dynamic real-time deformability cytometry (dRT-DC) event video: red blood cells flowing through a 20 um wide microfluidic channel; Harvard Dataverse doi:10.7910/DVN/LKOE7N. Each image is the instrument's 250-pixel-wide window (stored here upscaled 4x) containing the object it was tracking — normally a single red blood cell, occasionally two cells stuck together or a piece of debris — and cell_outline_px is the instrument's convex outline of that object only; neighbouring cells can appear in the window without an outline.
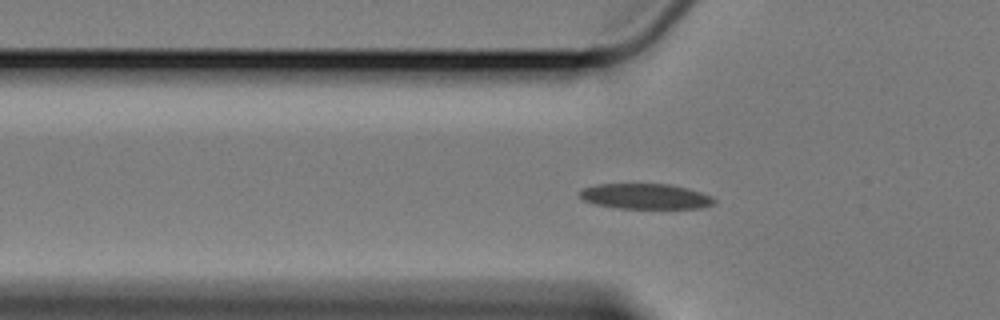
{"species": "Egyptian fruit bat (a non-hibernating species)", "species_latin": "Rousettus aegyptiacus", "temperature_condition": "cold", "stored_images_in_passage": 44, "camera_frame_rate_fps": 3000, "um_per_image_px": 0.085, "animal": {"sex": "female"}, "frame": {"image": 1, "passage_image": 3, "time_ms": 0.667, "image_size_px": [1000, 320], "cell_outline_px": [[716, 200], [712, 204], [700, 208], [616, 208], [596, 204], [584, 200], [580, 196], [580, 192], [584, 188], [596, 184], [668, 184], [688, 188], [712, 196]], "centroid_in_image_um": [54.87, 16.69], "position_along_channel_um": 70.9, "area_um2": 19.71}}
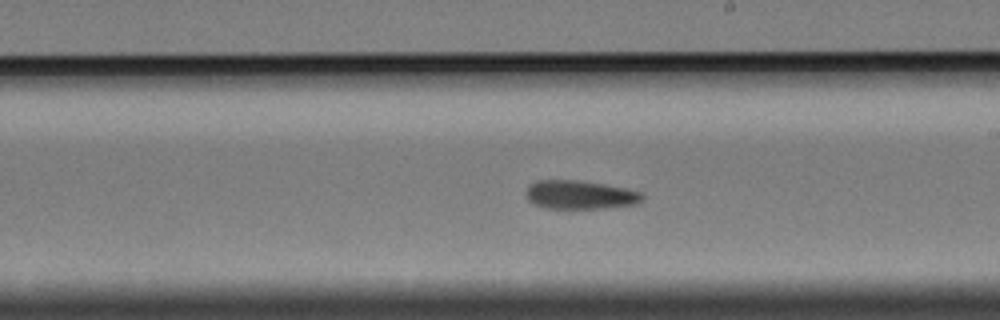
{"frame": {"image": 2, "passage_image": 18, "time_ms": 5.667, "image_size_px": [1000, 320], "cell_outline_px": [[644, 196], [636, 204], [604, 208], [544, 208], [532, 204], [528, 200], [528, 184], [536, 180], [576, 180], [604, 184], [644, 192]], "centroid_in_image_um": [49.29, 16.55], "position_along_channel_um": 239.7, "area_um2": 19.36}}
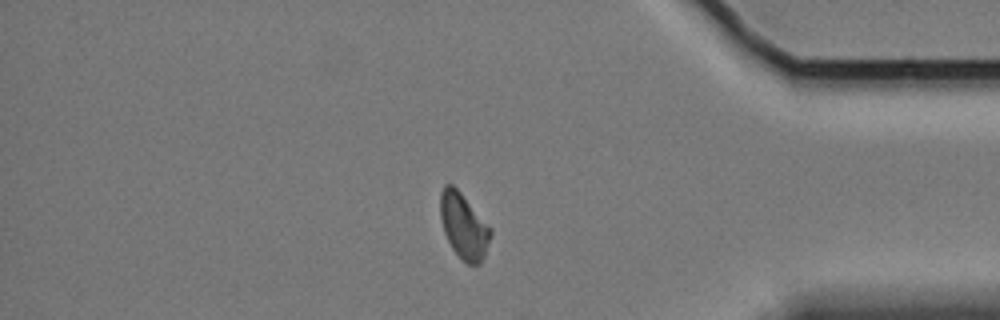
{"frame": {"image": 3, "passage_image": 34, "time_ms": 11.0, "image_size_px": [1000, 320], "cell_outline_px": [[492, 232], [484, 256], [480, 264], [468, 264], [452, 248], [444, 232], [440, 216], [440, 192], [444, 184], [452, 184], [460, 192], [492, 228]], "centroid_in_image_um": [39.41, 19.18], "position_along_channel_um": 395.8, "area_um2": 18.96}, "authors_computed_cell_mechanics": {"area_um2": 19.7098, "velocity_mm_per_s": 3.3641, "shape_relaxation_time_tau1_ms": 7.6757, "shape_relaxation_time_tau2_ms": 4.7675, "deformation_change_tau1": 0.1482, "deformation_change_tau2": 0.1101}}